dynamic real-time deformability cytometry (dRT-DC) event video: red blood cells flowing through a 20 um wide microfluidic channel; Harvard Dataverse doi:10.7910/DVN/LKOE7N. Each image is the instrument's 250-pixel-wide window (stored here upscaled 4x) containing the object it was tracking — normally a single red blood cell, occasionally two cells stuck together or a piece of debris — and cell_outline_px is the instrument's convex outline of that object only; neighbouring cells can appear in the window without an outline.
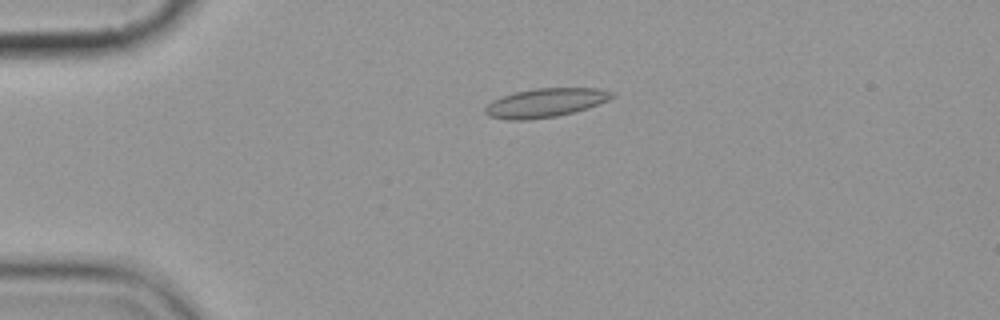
{"species": "common noctule bat (a hibernating species)", "species_latin": "Nyctalus noctula", "temperature_condition": "cold", "stored_images_in_passage": 3, "camera_frame_rate_fps": 3000, "um_per_image_px": 0.085, "animal": {"sex": "female", "body_mass_g": 19.9}, "frame": {"image": 1, "passage_image": 2, "time_ms": 1.0, "image_size_px": [1000, 320], "cell_outline_px": [[616, 96], [608, 100], [588, 108], [556, 116], [528, 120], [508, 120], [488, 116], [484, 112], [484, 108], [492, 100], [500, 96], [512, 92], [536, 88], [600, 88], [612, 92]], "centroid_in_image_um": [46.32, 8.73], "position_along_channel_um": 38.7, "area_um2": 21.5}}